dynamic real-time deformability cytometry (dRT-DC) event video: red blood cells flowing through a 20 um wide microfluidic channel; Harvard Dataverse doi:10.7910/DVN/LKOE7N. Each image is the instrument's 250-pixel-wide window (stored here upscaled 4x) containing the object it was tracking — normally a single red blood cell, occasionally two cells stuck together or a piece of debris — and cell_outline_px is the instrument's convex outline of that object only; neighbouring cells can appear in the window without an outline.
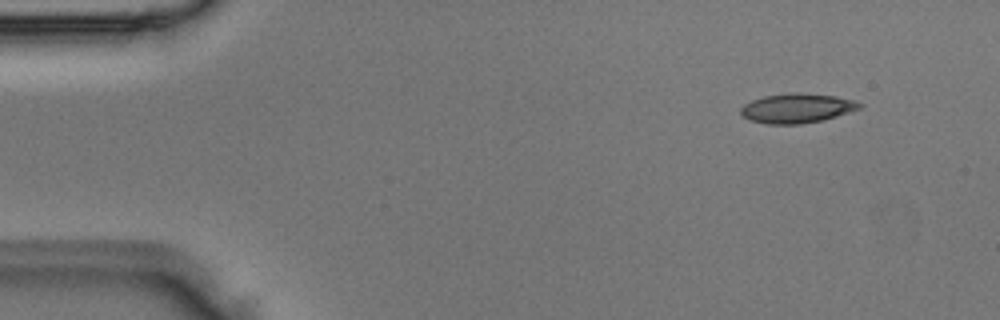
{"species": "Egyptian fruit bat (a non-hibernating species)", "species_latin": "Rousettus aegyptiacus", "temperature_condition": "room temperature", "stored_images_in_passage": 5, "camera_frame_rate_fps": 3000, "um_per_image_px": 0.085, "animal": {"sex": "male"}, "frame": {"image": 1, "passage_image": 1, "time_ms": 0.0, "image_size_px": [1000, 320], "cell_outline_px": [[864, 104], [860, 108], [824, 120], [800, 124], [764, 124], [748, 120], [740, 112], [740, 108], [744, 104], [752, 100], [764, 96], [792, 92], [796, 92], [836, 96], [856, 100]], "centroid_in_image_um": [67.73, 9.2], "position_along_channel_um": 17.3, "area_um2": 20.58}}
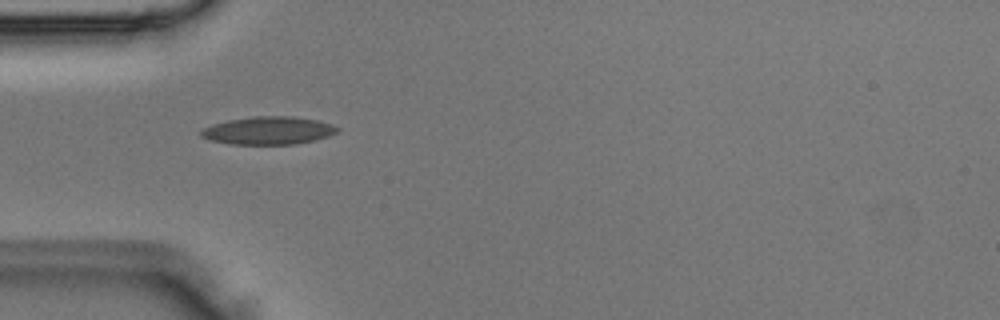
{"frame": {"image": 2, "passage_image": 4, "time_ms": 1.0, "image_size_px": [1000, 320], "cell_outline_px": [[340, 128], [336, 132], [328, 136], [316, 140], [296, 144], [232, 144], [208, 140], [200, 136], [200, 132], [204, 128], [212, 124], [228, 120], [252, 116], [292, 116], [316, 120], [332, 124]], "centroid_in_image_um": [22.8, 11.09], "position_along_channel_um": 62.2, "area_um2": 22.2}}
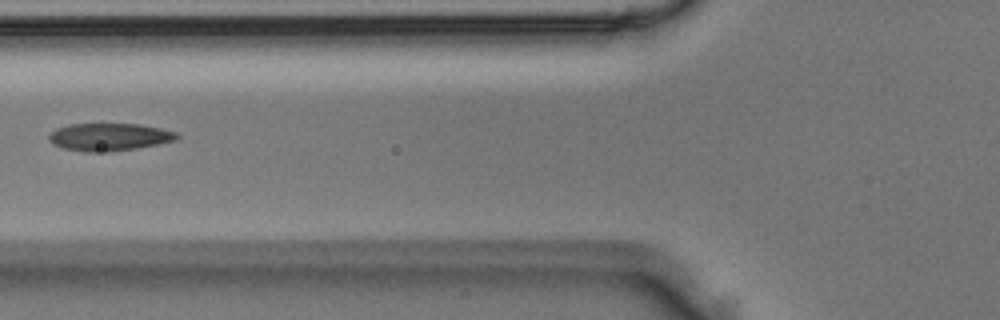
{"frame": {"image": 3, "passage_image": 5, "time_ms": 1.333, "image_size_px": [1000, 320], "cell_outline_px": [[180, 136], [176, 140], [136, 148], [108, 152], [84, 152], [64, 148], [52, 144], [48, 140], [48, 136], [56, 128], [68, 124], [140, 124], [160, 128], [176, 132]], "centroid_in_image_um": [9.26, 11.64], "position_along_channel_um": 116.5, "area_um2": 20.58}}